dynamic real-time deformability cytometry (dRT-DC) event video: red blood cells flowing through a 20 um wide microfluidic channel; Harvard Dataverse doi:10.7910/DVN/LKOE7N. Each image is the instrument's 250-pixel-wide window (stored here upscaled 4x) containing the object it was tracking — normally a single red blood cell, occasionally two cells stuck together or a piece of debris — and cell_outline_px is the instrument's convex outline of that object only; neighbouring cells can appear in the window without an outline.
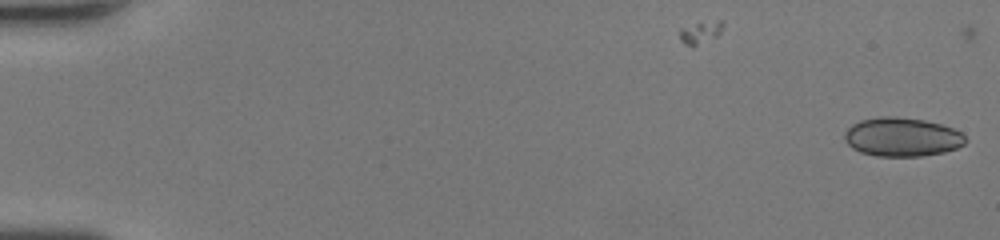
{"species": "human", "species_latin": "Homo sapiens", "temperature_condition": "room temperature", "stored_images_in_passage": 3, "camera_frame_rate_fps": 3000, "um_per_image_px": 0.085, "donor": {"sex": "female"}, "frame": {"image": 1, "passage_image": 3, "time_ms": 0.667, "image_size_px": [1000, 240], "cell_outline_px": [[968, 140], [964, 144], [956, 148], [944, 152], [924, 156], [876, 156], [860, 152], [852, 148], [844, 140], [844, 132], [852, 124], [860, 120], [880, 116], [896, 116], [924, 120], [940, 124], [952, 128], [960, 132]], "centroid_in_image_um": [76.65, 11.64], "position_along_channel_um": 8.3, "area_um2": 27.51}}